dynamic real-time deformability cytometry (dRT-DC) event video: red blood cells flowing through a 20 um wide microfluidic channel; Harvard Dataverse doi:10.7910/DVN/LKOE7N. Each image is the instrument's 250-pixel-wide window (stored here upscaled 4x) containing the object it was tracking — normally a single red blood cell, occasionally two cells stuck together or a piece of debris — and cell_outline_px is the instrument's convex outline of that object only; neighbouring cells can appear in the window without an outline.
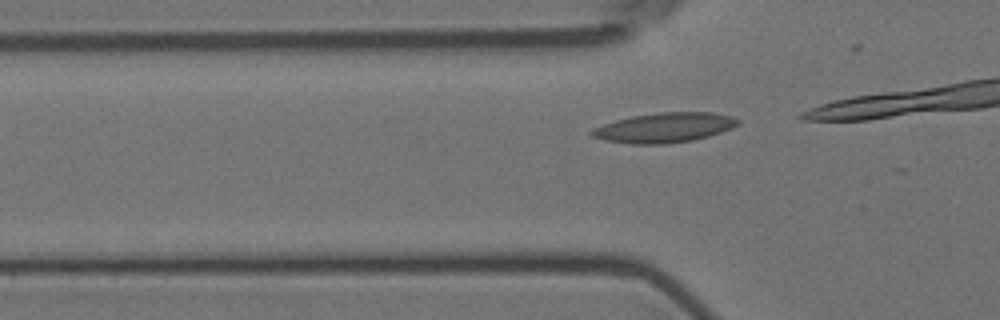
{"species": "Egyptian fruit bat (a non-hibernating species)", "species_latin": "Rousettus aegyptiacus", "temperature_condition": "room temperature", "stored_images_in_passage": 5, "segment_of_instrument_passage": [2, 2], "camera_frame_rate_fps": 3000, "um_per_image_px": 0.085, "animal": {"sex": "female"}, "frame": {"image": 1, "passage_image": 5, "time_ms": 4.333, "image_size_px": [1000, 320], "cell_outline_px": [[740, 124], [732, 128], [708, 136], [692, 140], [664, 144], [632, 144], [604, 140], [592, 136], [588, 132], [592, 128], [616, 120], [632, 116], [656, 112], [712, 112], [732, 116], [740, 120]], "centroid_in_image_um": [56.47, 10.84], "position_along_channel_um": 69.3, "area_um2": 25.43}}